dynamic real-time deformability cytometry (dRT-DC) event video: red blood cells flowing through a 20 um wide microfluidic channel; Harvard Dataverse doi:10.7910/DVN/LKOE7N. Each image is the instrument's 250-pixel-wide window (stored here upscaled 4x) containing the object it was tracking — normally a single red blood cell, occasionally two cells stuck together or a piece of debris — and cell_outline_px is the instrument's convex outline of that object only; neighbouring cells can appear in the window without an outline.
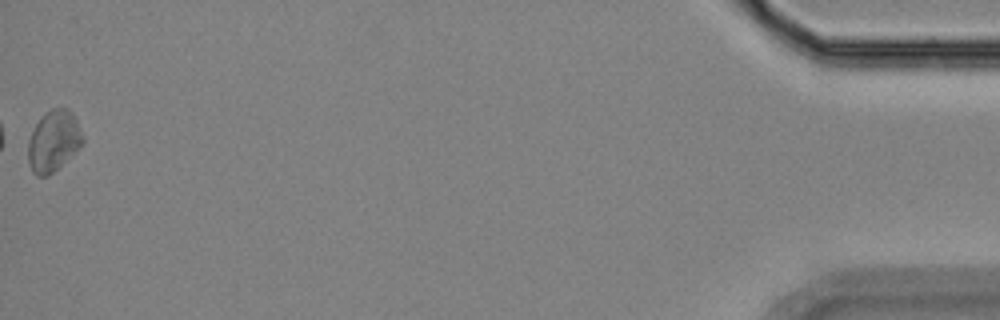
{"species": "Egyptian fruit bat (a non-hibernating species)", "species_latin": "Rousettus aegyptiacus", "temperature_condition": "room temperature", "stored_images_in_passage": 38, "camera_frame_rate_fps": 3000, "um_per_image_px": 0.085, "animal": {"sex": "female"}, "frame": {"image": 1, "passage_image": 38, "time_ms": 12.333, "image_size_px": [1000, 320], "cell_outline_px": [[84, 144], [48, 176], [36, 176], [32, 172], [28, 160], [28, 140], [40, 116], [44, 112], [52, 108], [68, 108], [72, 112], [84, 136]], "centroid_in_image_um": [4.55, 11.97], "position_along_channel_um": 430.6, "area_um2": 19.54}, "authors_computed_cell_mechanics": {"area_um2": 18.4382, "velocity_mm_per_s": 3.704, "shape_relaxation_time_tau1_ms": 3.1494, "shape_relaxation_time_tau2_ms": null, "deformation_change_tau1": 0.0794, "deformation_change_tau2": null}}